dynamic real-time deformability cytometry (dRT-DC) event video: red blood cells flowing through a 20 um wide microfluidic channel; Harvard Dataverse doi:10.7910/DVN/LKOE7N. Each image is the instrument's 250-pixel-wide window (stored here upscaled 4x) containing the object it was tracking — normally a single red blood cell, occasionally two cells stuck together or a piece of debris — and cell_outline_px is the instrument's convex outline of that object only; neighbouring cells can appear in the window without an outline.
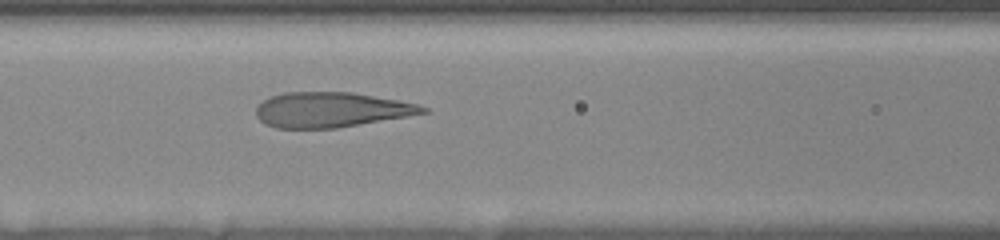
{"species": "human", "species_latin": "Homo sapiens", "temperature_condition": "room temperature", "stored_images_in_passage": 35, "camera_frame_rate_fps": 3000, "um_per_image_px": 0.085, "donor": {"sex": "female"}, "frame": {"image": 1, "passage_image": 10, "time_ms": 6.333, "image_size_px": [1000, 240], "cell_outline_px": [[428, 112], [408, 116], [336, 128], [276, 128], [264, 124], [256, 116], [256, 108], [264, 100], [272, 96], [284, 92], [352, 92], [400, 100], [420, 104], [428, 108]], "centroid_in_image_um": [28.16, 9.33], "position_along_channel_um": 138.4, "area_um2": 34.1}}
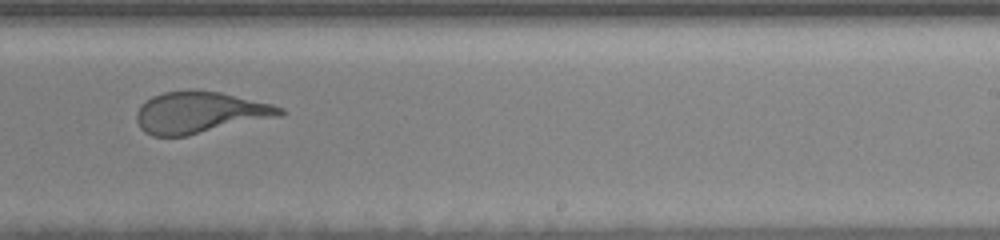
{"frame": {"image": 2, "passage_image": 20, "time_ms": 10.0, "image_size_px": [1000, 240], "cell_outline_px": [[284, 112], [280, 116], [188, 136], [152, 136], [144, 132], [140, 128], [136, 120], [136, 112], [140, 104], [152, 96], [164, 92], [188, 88], [196, 88], [220, 92], [272, 104], [284, 108]], "centroid_in_image_um": [16.94, 9.54], "position_along_channel_um": 272.1, "area_um2": 35.26}}
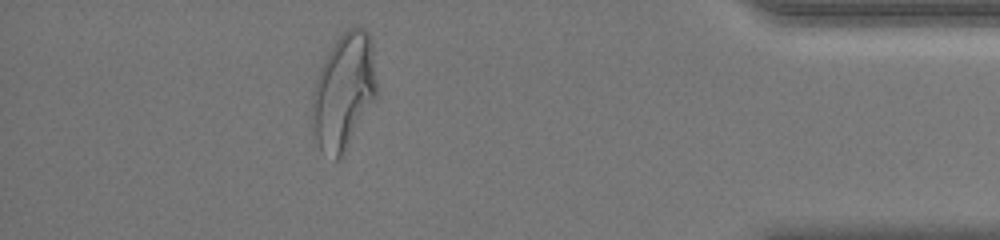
{"frame": {"image": 3, "passage_image": 30, "time_ms": 14.667, "image_size_px": [1000, 240], "cell_outline_px": [[376, 96], [344, 156], [340, 160], [336, 160], [320, 148], [316, 140], [312, 128], [312, 96], [316, 80], [320, 68], [328, 52], [336, 40], [348, 28], [364, 28], [368, 32], [372, 44], [376, 80]], "centroid_in_image_um": [29.21, 7.81], "position_along_channel_um": 406.0, "area_um2": 43.41}, "authors_computed_cell_mechanics": {"area_um2": 36.3562, "velocity_mm_per_s": 3.6501, "shape_relaxation_time_tau1_ms": 4.935, "shape_relaxation_time_tau2_ms": null, "deformation_change_tau1": 0.2227, "deformation_change_tau2": null}}